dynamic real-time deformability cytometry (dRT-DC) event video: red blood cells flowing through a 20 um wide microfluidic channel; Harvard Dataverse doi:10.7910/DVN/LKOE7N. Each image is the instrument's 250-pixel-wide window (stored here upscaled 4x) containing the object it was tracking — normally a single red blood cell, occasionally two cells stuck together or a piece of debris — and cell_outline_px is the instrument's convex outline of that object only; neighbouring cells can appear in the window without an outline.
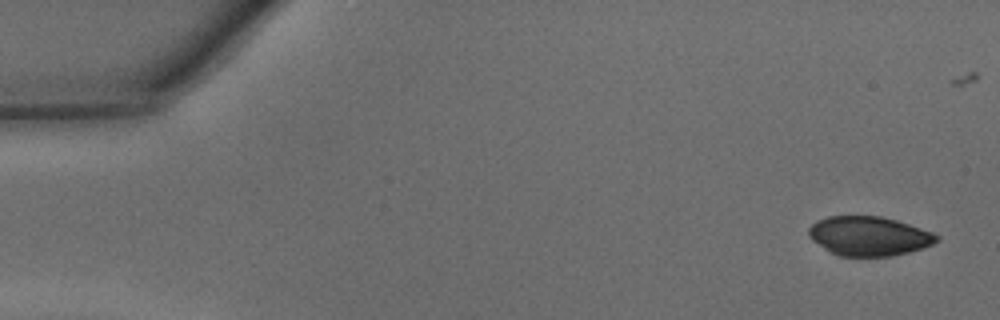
{"species": "common noctule bat (a hibernating species)", "species_latin": "Nyctalus noctula", "temperature_condition": "warm", "stored_images_in_passage": 36, "camera_frame_rate_fps": 3000, "um_per_image_px": 0.085, "animal": {"sex": "male", "body_mass_g": 15.6}, "frame": {"image": 1, "passage_image": 1, "time_ms": 0.0, "image_size_px": [1000, 320], "cell_outline_px": [[940, 240], [924, 248], [892, 256], [840, 256], [824, 248], [812, 240], [808, 236], [808, 228], [816, 220], [828, 216], [880, 216], [896, 220], [932, 232], [940, 236]], "centroid_in_image_um": [73.86, 20.06], "position_along_channel_um": 11.1, "area_um2": 29.3}}